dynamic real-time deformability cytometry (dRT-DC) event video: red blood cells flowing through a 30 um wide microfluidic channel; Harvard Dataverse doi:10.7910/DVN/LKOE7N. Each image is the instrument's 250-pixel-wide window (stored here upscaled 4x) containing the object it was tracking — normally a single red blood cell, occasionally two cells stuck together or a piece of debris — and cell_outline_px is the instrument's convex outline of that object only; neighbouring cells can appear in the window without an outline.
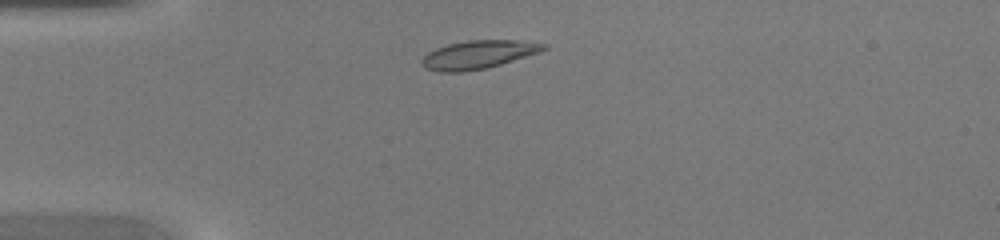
{"species": "common noctule bat (a hibernating species)", "species_latin": "Nyctalus noctula", "temperature_condition": "warm", "stored_images_in_passage": 37, "camera_frame_rate_fps": 3000, "um_per_image_px": 0.085, "animal": {"sex": "female", "body_mass_g": 20.0, "forearm_length_mm": 54.0}, "frame": {"image": 1, "passage_image": 4, "time_ms": 1.0, "image_size_px": [1000, 240], "cell_outline_px": [[548, 48], [540, 52], [488, 68], [464, 72], [440, 72], [424, 68], [420, 64], [420, 60], [428, 52], [436, 48], [448, 44], [468, 40], [516, 40], [548, 44]], "centroid_in_image_um": [40.63, 4.65], "position_along_channel_um": 44.4, "area_um2": 20.29}}
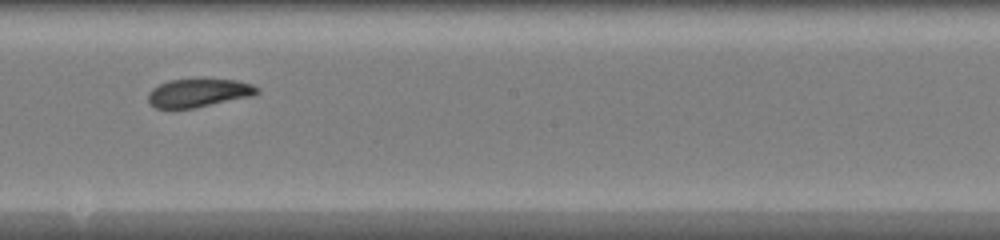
{"frame": {"image": 2, "passage_image": 18, "time_ms": 5.667, "image_size_px": [1000, 240], "cell_outline_px": [[260, 92], [252, 96], [192, 108], [156, 108], [148, 100], [148, 92], [152, 88], [168, 80], [236, 80], [252, 84], [260, 88]], "centroid_in_image_um": [16.89, 7.9], "position_along_channel_um": 231.3, "area_um2": 17.69}}
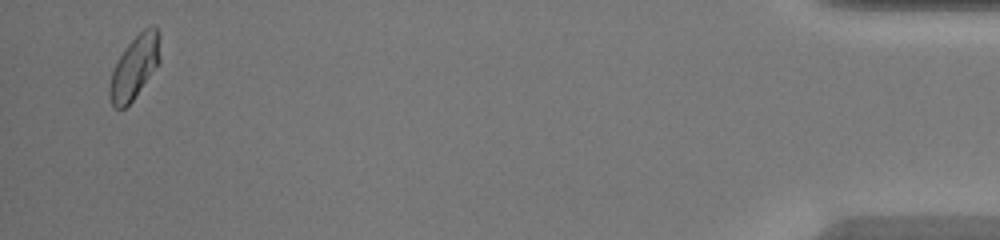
{"frame": {"image": 3, "passage_image": 36, "time_ms": 11.667, "image_size_px": [1000, 240], "cell_outline_px": [[160, 64], [132, 100], [124, 108], [116, 108], [112, 104], [108, 92], [108, 88], [112, 72], [116, 60], [128, 44], [144, 28], [152, 24], [156, 24], [160, 32]], "centroid_in_image_um": [11.47, 5.65], "position_along_channel_um": 423.7, "area_um2": 18.84}}